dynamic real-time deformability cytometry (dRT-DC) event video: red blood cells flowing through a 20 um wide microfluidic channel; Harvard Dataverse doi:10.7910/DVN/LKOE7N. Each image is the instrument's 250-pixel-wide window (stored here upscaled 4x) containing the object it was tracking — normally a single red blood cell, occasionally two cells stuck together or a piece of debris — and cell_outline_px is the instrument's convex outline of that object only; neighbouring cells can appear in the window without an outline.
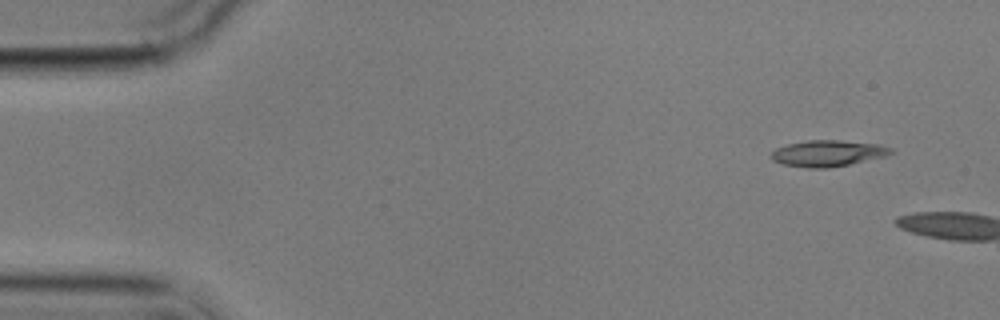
{"species": "common noctule bat (a hibernating species)", "species_latin": "Nyctalus noctula", "temperature_condition": "cold", "stored_images_in_passage": 2, "camera_frame_rate_fps": 3000, "um_per_image_px": 0.085, "animal": {"sex": "male", "body_mass_g": 17.9}, "frame": {"image": 1, "passage_image": 1, "time_ms": 0.0, "image_size_px": [1000, 320], "cell_outline_px": [[892, 152], [884, 156], [848, 164], [828, 168], [808, 168], [784, 164], [772, 160], [768, 156], [776, 148], [788, 144], [808, 140], [840, 140], [880, 144], [892, 148]], "centroid_in_image_um": [70.32, 13.02], "position_along_channel_um": 14.7, "area_um2": 18.15}}